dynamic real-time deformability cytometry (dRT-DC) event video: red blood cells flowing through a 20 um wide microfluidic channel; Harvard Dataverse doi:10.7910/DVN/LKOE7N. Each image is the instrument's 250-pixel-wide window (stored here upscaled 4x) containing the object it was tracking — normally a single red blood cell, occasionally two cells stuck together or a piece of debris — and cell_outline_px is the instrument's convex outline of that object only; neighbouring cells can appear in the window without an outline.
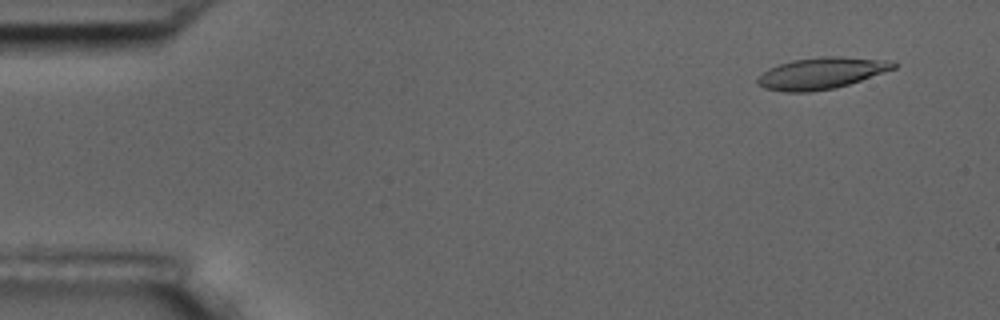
{"species": "common noctule bat (a hibernating species)", "species_latin": "Nyctalus noctula", "temperature_condition": "room temperature", "stored_images_in_passage": 6, "camera_frame_rate_fps": 3000, "um_per_image_px": 0.085, "animal": {"sex": "male", "body_mass_g": 17.5, "forearm_length_mm": 52.3}, "frame": {"image": 1, "passage_image": 2, "time_ms": 1.0, "image_size_px": [1000, 320], "cell_outline_px": [[896, 68], [848, 84], [832, 88], [808, 92], [784, 92], [764, 88], [756, 84], [756, 80], [768, 68], [792, 60], [820, 56], [840, 56], [884, 60], [896, 64]], "centroid_in_image_um": [69.76, 6.22], "position_along_channel_um": 15.2, "area_um2": 24.68}}
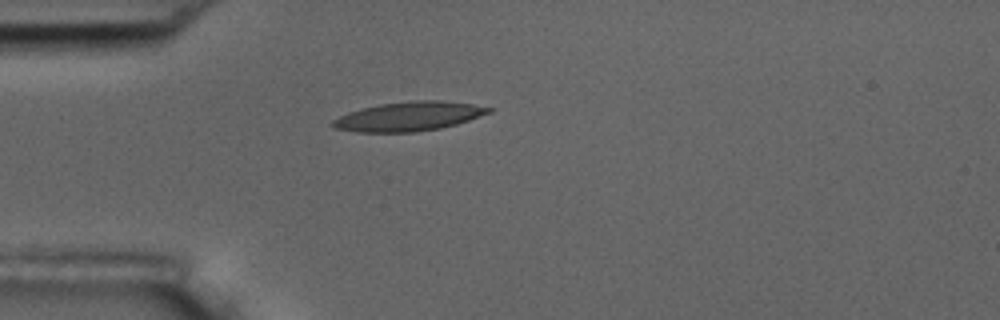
{"frame": {"image": 2, "passage_image": 5, "time_ms": 4.667, "image_size_px": [1000, 320], "cell_outline_px": [[492, 112], [456, 124], [440, 128], [412, 132], [356, 132], [336, 128], [328, 124], [332, 120], [348, 112], [380, 104], [408, 100], [440, 100], [472, 104], [492, 108]], "centroid_in_image_um": [34.73, 9.89], "position_along_channel_um": 50.3, "area_um2": 26.47}}